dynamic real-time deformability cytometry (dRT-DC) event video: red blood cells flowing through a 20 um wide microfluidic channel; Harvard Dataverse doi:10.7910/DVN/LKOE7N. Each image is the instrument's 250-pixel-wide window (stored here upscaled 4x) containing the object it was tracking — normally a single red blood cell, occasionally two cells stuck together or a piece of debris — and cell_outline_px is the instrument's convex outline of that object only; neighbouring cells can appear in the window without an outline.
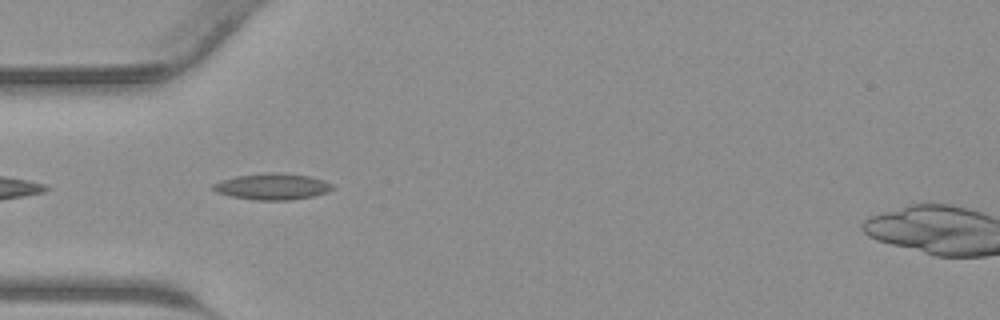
{"species": "common noctule bat (a hibernating species)", "species_latin": "Nyctalus noctula", "temperature_condition": "warm", "stored_images_in_passage": 43, "camera_frame_rate_fps": 3000, "um_per_image_px": 0.085, "animal": {"sex": "male", "body_mass_g": 23.1, "forearm_length_mm": 52.7}, "frame": {"image": 1, "passage_image": 13, "time_ms": 4.0, "image_size_px": [1000, 320], "cell_outline_px": [[332, 188], [328, 192], [312, 196], [288, 200], [252, 200], [232, 196], [216, 192], [212, 188], [212, 184], [220, 180], [236, 176], [264, 172], [280, 172], [308, 176], [324, 180], [332, 184]], "centroid_in_image_um": [23.11, 15.84], "position_along_channel_um": 61.9, "area_um2": 18.32}}
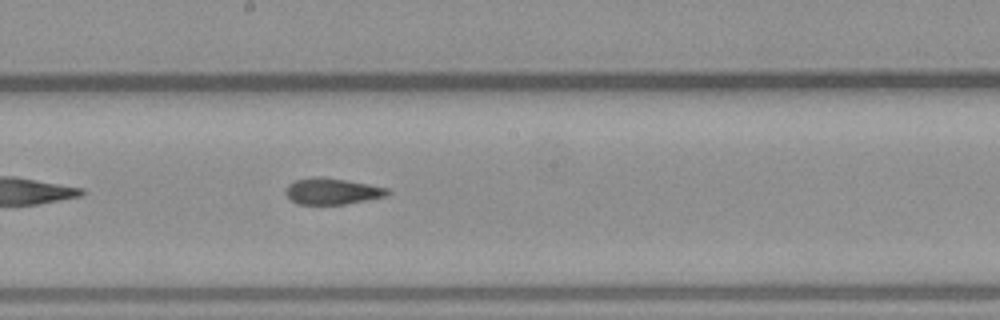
{"frame": {"image": 2, "passage_image": 23, "time_ms": 7.333, "image_size_px": [1000, 320], "cell_outline_px": [[392, 192], [388, 196], [344, 204], [296, 204], [284, 192], [288, 184], [296, 180], [312, 176], [320, 176], [368, 184], [388, 188]], "centroid_in_image_um": [28.24, 16.25], "position_along_channel_um": 220.0, "area_um2": 15.61}}
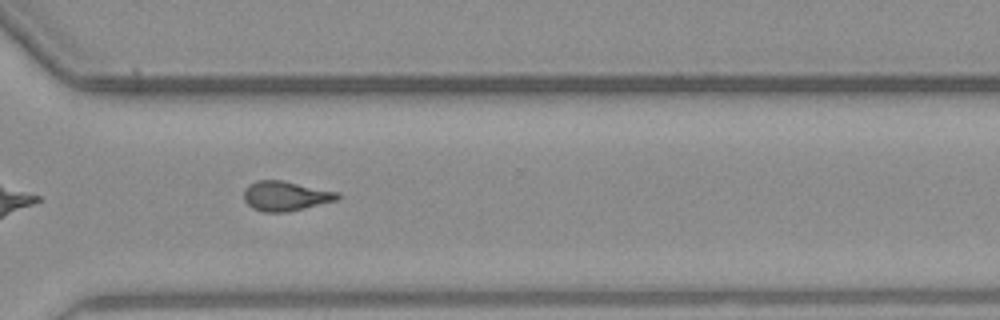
{"frame": {"image": 3, "passage_image": 31, "time_ms": 10.0, "image_size_px": [1000, 320], "cell_outline_px": [[340, 196], [336, 200], [288, 212], [264, 212], [252, 208], [244, 200], [244, 188], [248, 184], [256, 180], [284, 180], [336, 192]], "centroid_in_image_um": [24.21, 16.65], "position_along_channel_um": 346.4, "area_um2": 16.13}}